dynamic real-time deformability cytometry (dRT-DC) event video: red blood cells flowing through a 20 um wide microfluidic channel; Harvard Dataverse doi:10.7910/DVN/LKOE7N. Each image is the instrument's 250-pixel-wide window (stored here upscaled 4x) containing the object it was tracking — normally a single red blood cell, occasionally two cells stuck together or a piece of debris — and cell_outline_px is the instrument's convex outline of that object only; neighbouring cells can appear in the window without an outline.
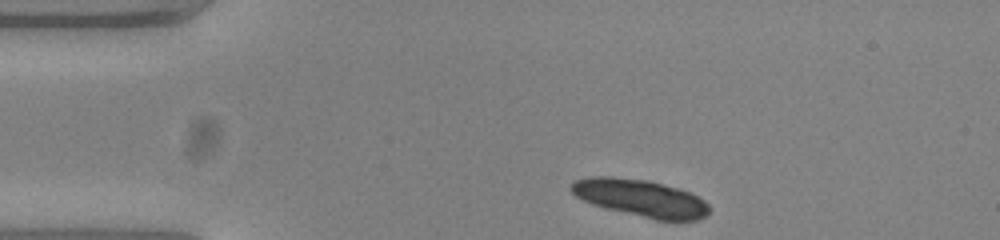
{"species": "common noctule bat (a hibernating species)", "species_latin": "Nyctalus noctula", "temperature_condition": "warm", "stored_images_in_passage": 17, "camera_frame_rate_fps": 3000, "um_per_image_px": 0.085, "animal": {"sex": "female", "body_mass_g": 23.0, "forearm_length_mm": 53.4}, "frame": {"image": 1, "passage_image": 1, "time_ms": 0.0, "image_size_px": [1000, 240], "cell_outline_px": [[708, 216], [696, 220], [656, 220], [604, 208], [592, 204], [576, 196], [568, 188], [576, 180], [588, 176], [612, 176], [648, 180], [680, 188], [704, 200], [708, 204]], "centroid_in_image_um": [54.44, 16.83], "position_along_channel_um": 30.6, "area_um2": 30.06}}